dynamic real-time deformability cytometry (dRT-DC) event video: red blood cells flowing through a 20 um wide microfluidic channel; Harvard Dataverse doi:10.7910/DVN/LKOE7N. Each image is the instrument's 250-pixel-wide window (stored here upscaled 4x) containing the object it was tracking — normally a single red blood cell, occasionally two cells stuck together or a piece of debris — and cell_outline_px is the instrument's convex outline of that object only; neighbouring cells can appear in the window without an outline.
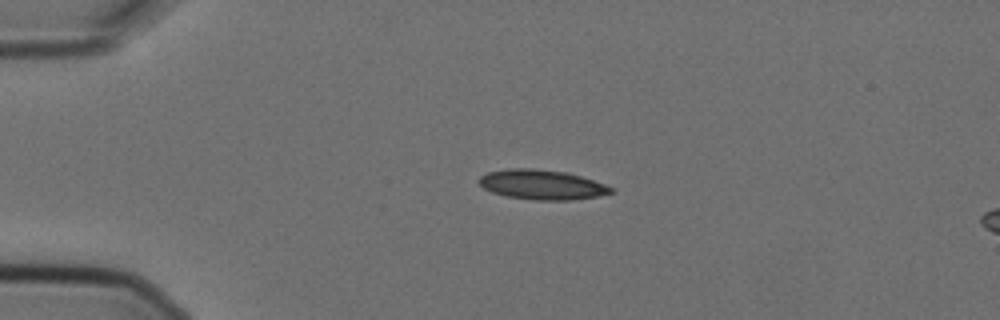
{"species": "Egyptian fruit bat (a non-hibernating species)", "species_latin": "Rousettus aegyptiacus", "temperature_condition": "cold", "stored_images_in_passage": 3, "segment_of_instrument_passage": [1, 2], "camera_frame_rate_fps": 3000, "um_per_image_px": 0.085, "animal": {"sex": "female"}, "frame": {"image": 1, "passage_image": 1, "time_ms": 0.0, "image_size_px": [1000, 320], "cell_outline_px": [[616, 188], [612, 192], [600, 196], [572, 200], [536, 200], [508, 196], [492, 192], [484, 188], [476, 180], [480, 176], [488, 172], [508, 168], [532, 168], [568, 172]], "centroid_in_image_um": [46.07, 15.69], "position_along_channel_um": 38.9, "area_um2": 22.95}}